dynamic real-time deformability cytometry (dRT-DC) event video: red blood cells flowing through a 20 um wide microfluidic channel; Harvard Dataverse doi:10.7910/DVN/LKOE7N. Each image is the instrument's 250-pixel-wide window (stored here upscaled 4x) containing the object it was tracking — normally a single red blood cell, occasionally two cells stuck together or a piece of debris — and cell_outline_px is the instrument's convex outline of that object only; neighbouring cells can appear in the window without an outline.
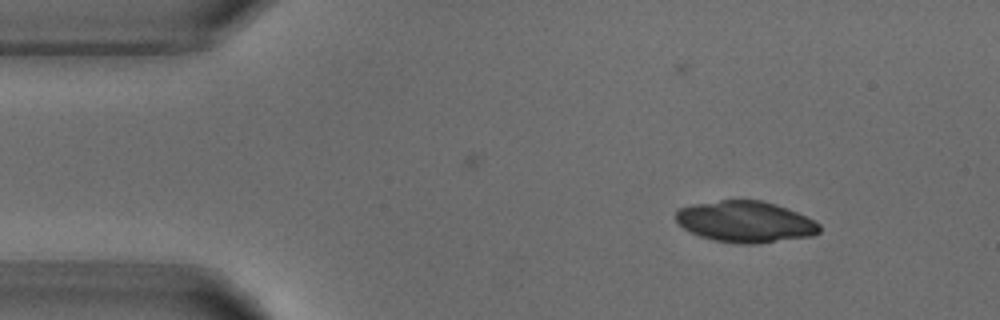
{"species": "common noctule bat (a hibernating species)", "species_latin": "Nyctalus noctula", "temperature_condition": "warm", "stored_images_in_passage": 4, "camera_frame_rate_fps": 3000, "um_per_image_px": 0.085, "animal": {"sex": "male", "body_mass_g": 18.8}, "frame": {"image": 1, "passage_image": 2, "time_ms": 3.333, "image_size_px": [1000, 320], "cell_outline_px": [[820, 232], [812, 236], [756, 244], [736, 244], [716, 240], [700, 236], [684, 228], [676, 220], [676, 208], [692, 204], [720, 200], [764, 200], [788, 208], [820, 224]], "centroid_in_image_um": [63.35, 18.84], "position_along_channel_um": 21.7, "area_um2": 34.56}}